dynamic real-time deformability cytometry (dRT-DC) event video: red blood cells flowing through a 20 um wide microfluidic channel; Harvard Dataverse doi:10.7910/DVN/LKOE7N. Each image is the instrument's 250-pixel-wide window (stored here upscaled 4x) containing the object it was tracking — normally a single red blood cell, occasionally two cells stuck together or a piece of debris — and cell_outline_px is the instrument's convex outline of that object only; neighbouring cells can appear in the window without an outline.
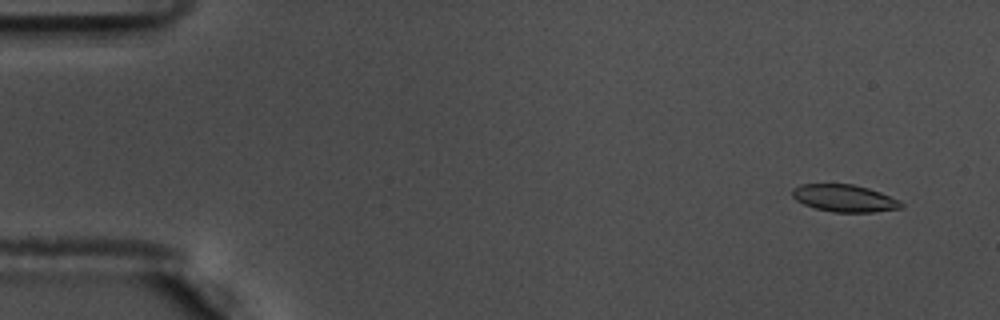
{"species": "common noctule bat (a hibernating species)", "species_latin": "Nyctalus noctula", "temperature_condition": "warm", "stored_images_in_passage": 53, "camera_frame_rate_fps": 3000, "um_per_image_px": 0.085, "animal": {"sex": "male", "body_mass_g": 17.5, "forearm_length_mm": 52.3}, "frame": {"image": 1, "passage_image": 1, "time_ms": 0.0, "image_size_px": [1000, 320], "cell_outline_px": [[904, 208], [872, 212], [832, 212], [816, 208], [804, 204], [796, 200], [792, 196], [792, 188], [800, 184], [852, 184], [868, 188], [880, 192], [900, 200], [904, 204]], "centroid_in_image_um": [71.79, 16.85], "position_along_channel_um": 13.2, "area_um2": 17.34}}
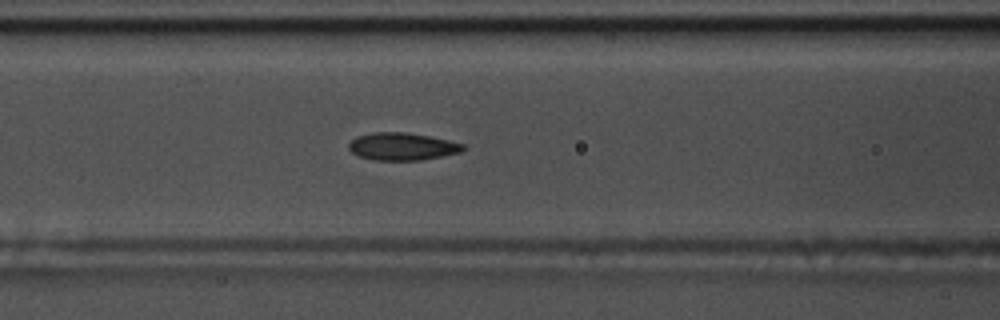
{"frame": {"image": 2, "passage_image": 21, "time_ms": 6.667, "image_size_px": [1000, 320], "cell_outline_px": [[468, 148], [460, 152], [420, 160], [376, 160], [360, 156], [352, 152], [348, 148], [348, 144], [356, 136], [376, 132], [404, 132], [428, 136], [448, 140], [464, 144]], "centroid_in_image_um": [34.19, 12.45], "position_along_channel_um": 132.4, "area_um2": 18.15}}
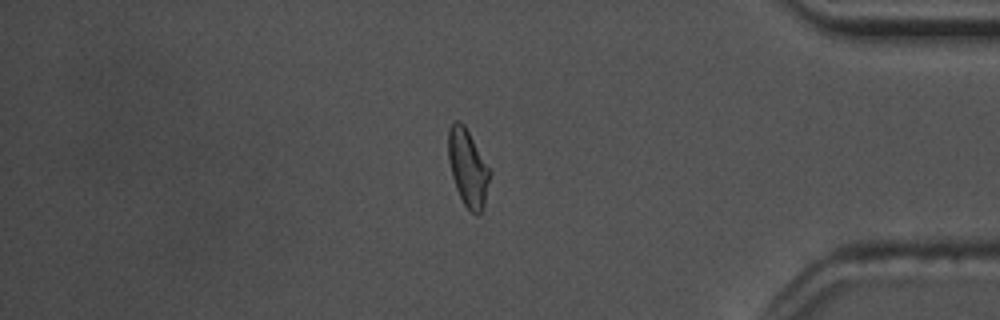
{"frame": {"image": 3, "passage_image": 45, "time_ms": 14.667, "image_size_px": [1000, 320], "cell_outline_px": [[492, 172], [484, 204], [480, 212], [476, 216], [464, 204], [456, 188], [452, 176], [448, 160], [448, 128], [456, 120], [460, 120], [464, 124]], "centroid_in_image_um": [39.77, 14.24], "position_along_channel_um": 395.4, "area_um2": 18.61}, "authors_computed_cell_mechanics": {"area_um2": 18.207, "velocity_mm_per_s": 3.6518, "shape_relaxation_time_tau1_ms": 4.6975, "shape_relaxation_time_tau2_ms": 1.7682, "deformation_change_tau1": 0.1438, "deformation_change_tau2": 0.0761}}